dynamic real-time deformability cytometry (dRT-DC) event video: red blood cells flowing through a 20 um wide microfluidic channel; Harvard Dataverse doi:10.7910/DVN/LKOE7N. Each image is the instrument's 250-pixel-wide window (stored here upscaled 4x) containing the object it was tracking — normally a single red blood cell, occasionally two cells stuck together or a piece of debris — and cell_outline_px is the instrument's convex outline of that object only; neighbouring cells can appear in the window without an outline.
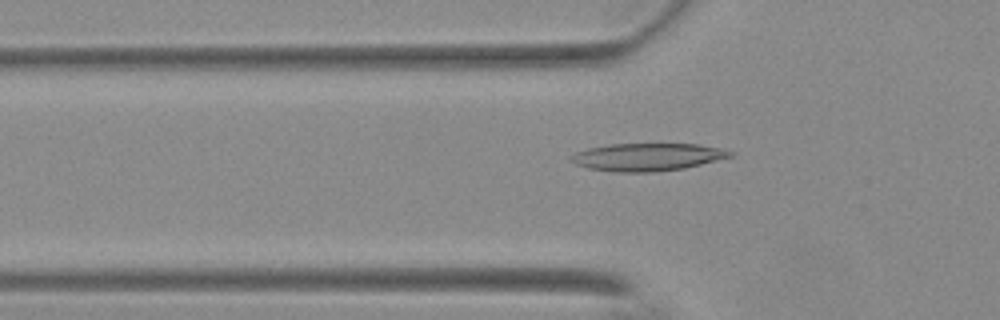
{"species": "Egyptian fruit bat (a non-hibernating species)", "species_latin": "Rousettus aegyptiacus", "temperature_condition": "warm", "stored_images_in_passage": 55, "camera_frame_rate_fps": 3000, "um_per_image_px": 0.085, "animal": {"sex": "female"}, "frame": {"image": 1, "passage_image": 18, "time_ms": 5.667, "image_size_px": [1000, 320], "cell_outline_px": [[736, 156], [684, 168], [652, 172], [612, 172], [588, 168], [576, 164], [568, 160], [568, 156], [576, 152], [588, 148], [608, 144], [696, 144], [720, 148], [732, 152]], "centroid_in_image_um": [55.0, 13.35], "position_along_channel_um": 70.8, "area_um2": 25.78}}
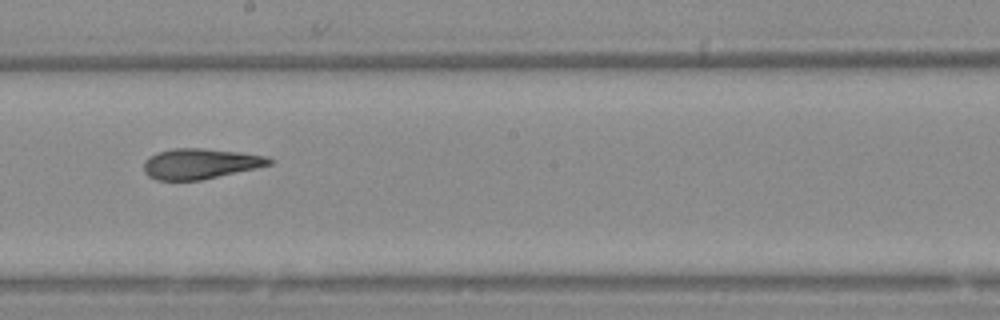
{"frame": {"image": 2, "passage_image": 31, "time_ms": 10.0, "image_size_px": [1000, 320], "cell_outline_px": [[272, 164], [256, 168], [200, 180], [156, 180], [148, 176], [144, 172], [144, 160], [148, 156], [156, 152], [172, 148], [204, 148], [240, 152], [268, 156], [272, 160]], "centroid_in_image_um": [16.99, 13.9], "position_along_channel_um": 231.2, "area_um2": 22.37}}
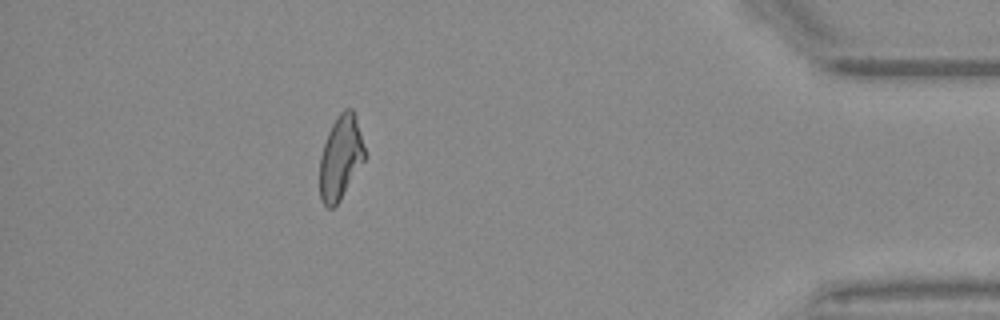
{"frame": {"image": 3, "passage_image": 49, "time_ms": 16.0, "image_size_px": [1000, 320], "cell_outline_px": [[368, 156], [340, 200], [332, 208], [328, 208], [320, 200], [320, 156], [328, 132], [336, 116], [344, 108], [352, 108], [356, 116]], "centroid_in_image_um": [28.98, 13.37], "position_along_channel_um": 406.2, "area_um2": 22.37}, "authors_computed_cell_mechanics": {"area_um2": 22.8888, "velocity_mm_per_s": 3.694, "shape_relaxation_time_tau1_ms": null, "shape_relaxation_time_tau2_ms": 2.3987, "deformation_change_tau1": null, "deformation_change_tau2": 0.11}}